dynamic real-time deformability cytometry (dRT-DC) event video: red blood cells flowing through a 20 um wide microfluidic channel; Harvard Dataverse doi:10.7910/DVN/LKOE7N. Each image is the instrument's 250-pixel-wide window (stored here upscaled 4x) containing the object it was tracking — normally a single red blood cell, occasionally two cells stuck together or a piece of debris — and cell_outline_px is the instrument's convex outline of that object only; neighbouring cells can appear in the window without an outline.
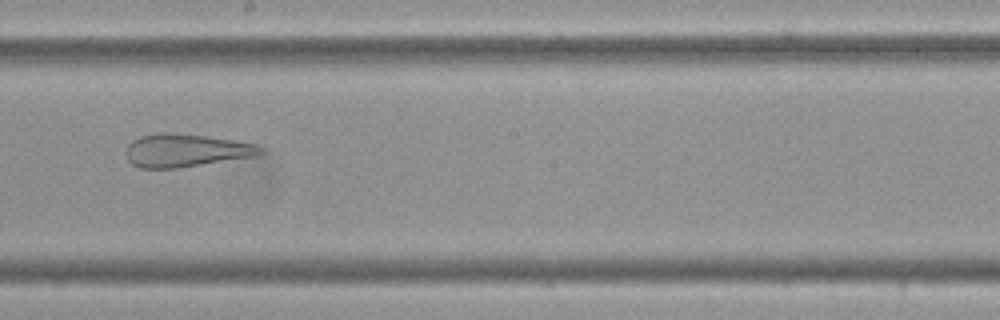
{"species": "Egyptian fruit bat (a non-hibernating species)", "species_latin": "Rousettus aegyptiacus", "temperature_condition": "cold", "stored_images_in_passage": 58, "camera_frame_rate_fps": 3000, "um_per_image_px": 0.085, "frame": {"image": 1, "passage_image": 33, "time_ms": 10.667, "image_size_px": [1000, 320], "cell_outline_px": [[264, 152], [256, 156], [176, 168], [140, 168], [132, 164], [128, 160], [128, 144], [132, 140], [140, 136], [156, 132], [168, 132], [208, 136], [256, 144], [264, 148]], "centroid_in_image_um": [15.8, 12.77], "position_along_channel_um": 232.4, "area_um2": 25.78}}
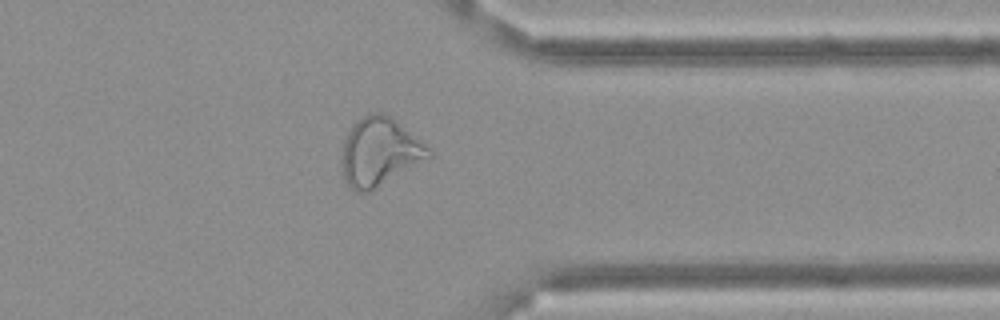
{"frame": {"image": 2, "passage_image": 46, "time_ms": 15.0, "image_size_px": [1000, 320], "cell_outline_px": [[432, 156], [368, 192], [356, 192], [348, 188], [344, 176], [344, 140], [352, 124], [368, 112], [384, 112], [392, 116], [420, 140], [432, 152]], "centroid_in_image_um": [32.26, 12.88], "position_along_channel_um": 379.1, "area_um2": 33.99}}
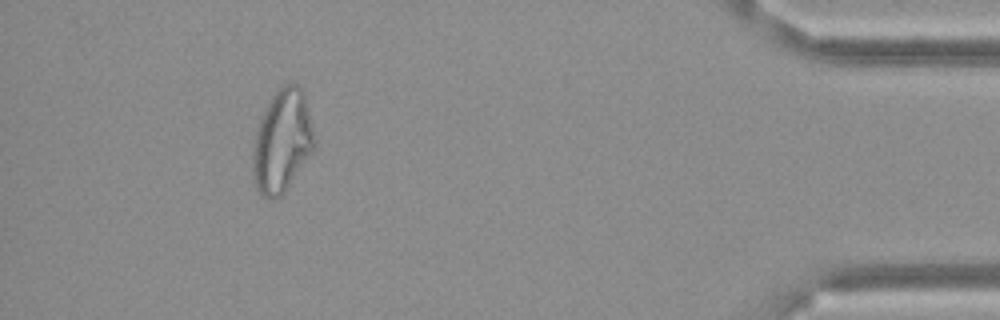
{"frame": {"image": 3, "passage_image": 53, "time_ms": 17.333, "image_size_px": [1000, 320], "cell_outline_px": [[316, 140], [312, 152], [284, 192], [280, 196], [272, 200], [268, 200], [260, 192], [256, 184], [252, 160], [252, 152], [260, 120], [272, 96], [280, 84], [300, 84], [304, 92]], "centroid_in_image_um": [24.01, 11.96], "position_along_channel_um": 411.2, "area_um2": 36.41}}